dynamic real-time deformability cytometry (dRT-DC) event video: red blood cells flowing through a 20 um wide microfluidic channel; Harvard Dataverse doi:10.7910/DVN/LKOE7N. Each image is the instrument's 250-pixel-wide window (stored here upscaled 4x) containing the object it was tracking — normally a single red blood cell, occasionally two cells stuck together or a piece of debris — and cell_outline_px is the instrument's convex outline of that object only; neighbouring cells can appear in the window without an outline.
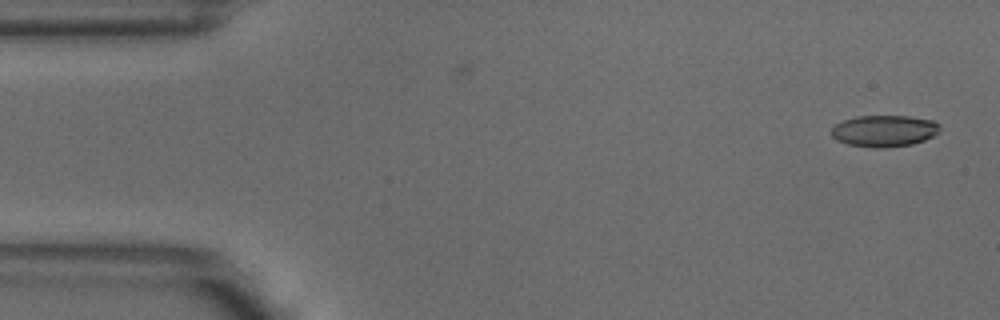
{"species": "common noctule bat (a hibernating species)", "species_latin": "Nyctalus noctula", "temperature_condition": "warm", "stored_images_in_passage": 2, "camera_frame_rate_fps": 3000, "um_per_image_px": 0.085, "animal": {"sex": "male", "body_mass_g": 18.8}, "frame": {"image": 1, "passage_image": 2, "time_ms": 0.333, "image_size_px": [1000, 320], "cell_outline_px": [[940, 132], [924, 140], [912, 144], [884, 148], [872, 148], [848, 144], [836, 140], [832, 136], [832, 128], [836, 124], [844, 120], [856, 116], [908, 116], [932, 120], [940, 124]], "centroid_in_image_um": [75.17, 11.13], "position_along_channel_um": 9.8, "area_um2": 20.0}}